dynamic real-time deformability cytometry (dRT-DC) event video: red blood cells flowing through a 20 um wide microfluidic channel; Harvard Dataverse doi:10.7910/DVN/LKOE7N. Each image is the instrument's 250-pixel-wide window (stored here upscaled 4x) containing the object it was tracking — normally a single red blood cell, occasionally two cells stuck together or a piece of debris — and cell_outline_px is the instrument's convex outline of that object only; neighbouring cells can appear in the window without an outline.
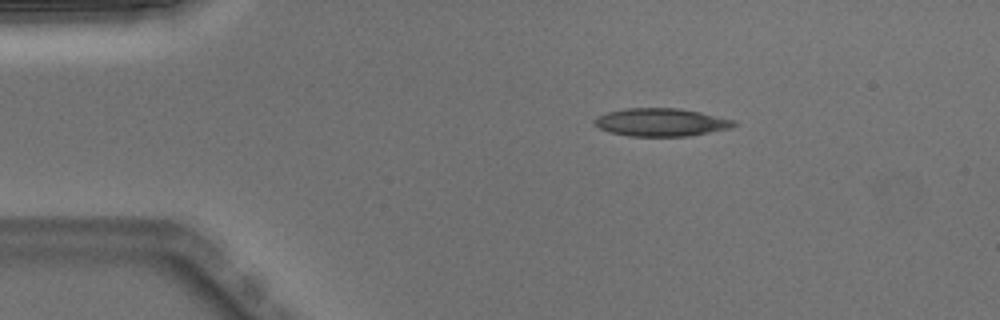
{"species": "Egyptian fruit bat (a non-hibernating species)", "species_latin": "Rousettus aegyptiacus", "temperature_condition": "warm", "stored_images_in_passage": 2, "camera_frame_rate_fps": 3000, "um_per_image_px": 0.085, "animal": {"sex": "male"}, "frame": {"image": 1, "passage_image": 1, "time_ms": 0.0, "image_size_px": [1000, 320], "cell_outline_px": [[740, 124], [732, 128], [688, 136], [628, 136], [612, 132], [600, 128], [592, 120], [596, 116], [608, 112], [628, 108], [680, 108], [700, 112], [736, 120]], "centroid_in_image_um": [56.25, 10.39], "position_along_channel_um": 28.7, "area_um2": 22.77}}